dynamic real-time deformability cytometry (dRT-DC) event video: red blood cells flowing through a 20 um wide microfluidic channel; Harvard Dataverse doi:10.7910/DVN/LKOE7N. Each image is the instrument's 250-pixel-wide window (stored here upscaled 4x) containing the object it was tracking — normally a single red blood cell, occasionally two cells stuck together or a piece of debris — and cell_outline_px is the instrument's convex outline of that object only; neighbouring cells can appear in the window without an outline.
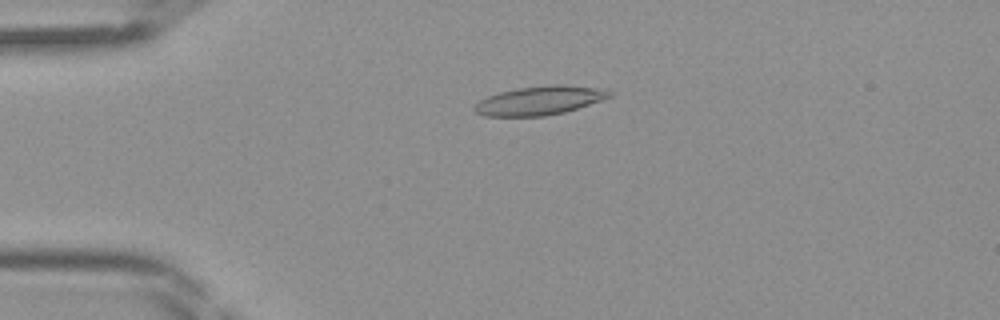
{"species": "Egyptian fruit bat (a non-hibernating species)", "species_latin": "Rousettus aegyptiacus", "temperature_condition": "room temperature", "stored_images_in_passage": 43, "camera_frame_rate_fps": 3000, "um_per_image_px": 0.085, "frame": {"image": 1, "passage_image": 10, "time_ms": 3.0, "image_size_px": [1000, 320], "cell_outline_px": [[612, 96], [564, 112], [544, 116], [484, 116], [476, 112], [472, 108], [480, 100], [488, 96], [500, 92], [520, 88], [552, 84], [564, 84], [596, 88], [612, 92]], "centroid_in_image_um": [45.83, 8.54], "position_along_channel_um": 39.2, "area_um2": 22.31}}
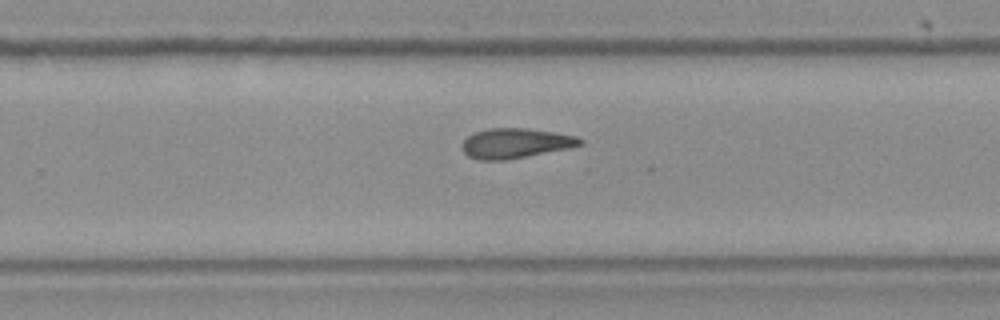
{"frame": {"image": 2, "passage_image": 28, "time_ms": 9.0, "image_size_px": [1000, 320], "cell_outline_px": [[584, 144], [568, 148], [508, 160], [476, 160], [468, 156], [464, 152], [460, 144], [468, 136], [476, 132], [488, 128], [528, 128], [576, 136], [584, 140]], "centroid_in_image_um": [43.79, 12.18], "position_along_channel_um": 286.0, "area_um2": 20.63}}
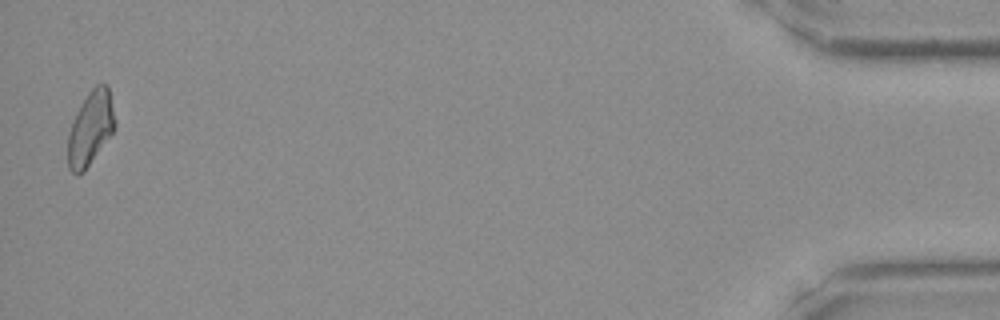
{"frame": {"image": 3, "passage_image": 43, "time_ms": 14.0, "image_size_px": [1000, 320], "cell_outline_px": [[116, 128], [84, 172], [76, 176], [68, 168], [68, 132], [76, 112], [88, 92], [96, 84], [104, 84], [108, 88], [116, 120]], "centroid_in_image_um": [7.69, 10.93], "position_along_channel_um": 427.5, "area_um2": 20.35}}